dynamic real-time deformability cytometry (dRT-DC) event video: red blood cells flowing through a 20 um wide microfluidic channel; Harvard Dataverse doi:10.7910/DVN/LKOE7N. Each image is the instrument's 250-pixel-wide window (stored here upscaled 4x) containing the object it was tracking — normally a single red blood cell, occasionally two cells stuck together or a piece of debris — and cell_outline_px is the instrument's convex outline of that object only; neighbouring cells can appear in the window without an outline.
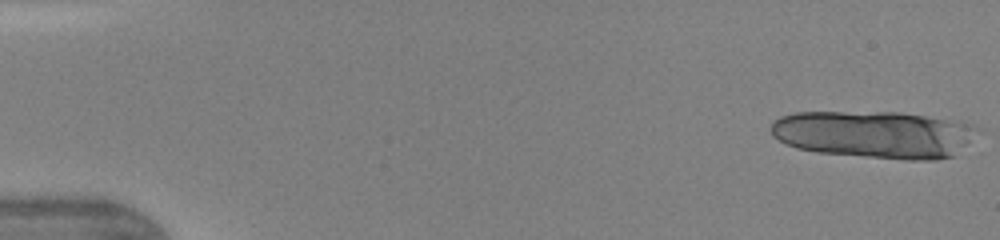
{"species": "human", "species_latin": "Homo sapiens", "temperature_condition": "warm", "stored_images_in_passage": 8, "camera_frame_rate_fps": 3000, "um_per_image_px": 0.085, "donor": {"sex": "female"}, "frame": {"image": 1, "passage_image": 1, "time_ms": 0.0, "image_size_px": [1000, 240], "cell_outline_px": [[984, 132], [952, 156], [936, 160], [904, 160], [820, 152], [796, 148], [772, 136], [772, 120], [780, 116], [796, 112], [900, 112], [960, 120], [984, 128]], "centroid_in_image_um": [74.45, 11.41], "position_along_channel_um": 10.5, "area_um2": 57.92}}